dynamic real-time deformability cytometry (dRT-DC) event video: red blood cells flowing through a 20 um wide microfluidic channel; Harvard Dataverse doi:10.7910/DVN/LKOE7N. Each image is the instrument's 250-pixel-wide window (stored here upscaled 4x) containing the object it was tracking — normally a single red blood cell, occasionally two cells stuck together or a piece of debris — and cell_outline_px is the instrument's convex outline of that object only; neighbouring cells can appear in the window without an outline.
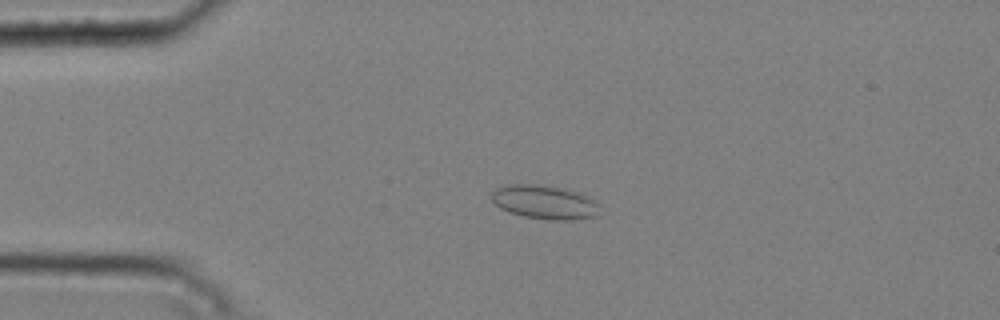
{"species": "common noctule bat (a hibernating species)", "species_latin": "Nyctalus noctula", "temperature_condition": "cold", "stored_images_in_passage": 4, "camera_frame_rate_fps": 3000, "um_per_image_px": 0.085, "animal": {"sex": "male", "body_mass_g": 20.4}, "frame": {"image": 1, "passage_image": 3, "time_ms": 0.667, "image_size_px": [1000, 320], "cell_outline_px": [[600, 216], [572, 220], [548, 220], [524, 216], [508, 212], [500, 208], [492, 200], [492, 192], [496, 188], [508, 184], [536, 184], [564, 188], [584, 192], [600, 204]], "centroid_in_image_um": [46.38, 17.18], "position_along_channel_um": 38.6, "area_um2": 21.91}}